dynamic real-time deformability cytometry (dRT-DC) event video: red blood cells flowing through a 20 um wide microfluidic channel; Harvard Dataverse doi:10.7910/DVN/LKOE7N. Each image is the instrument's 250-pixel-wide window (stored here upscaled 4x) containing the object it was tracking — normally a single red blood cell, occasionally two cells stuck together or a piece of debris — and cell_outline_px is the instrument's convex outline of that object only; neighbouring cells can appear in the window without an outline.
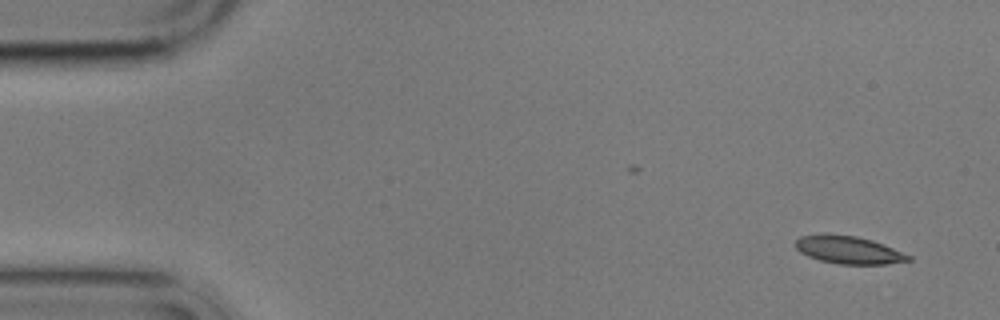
{"species": "common noctule bat (a hibernating species)", "species_latin": "Nyctalus noctula", "temperature_condition": "cold", "stored_images_in_passage": 4, "camera_frame_rate_fps": 3000, "um_per_image_px": 0.085, "animal": {"sex": "male", "body_mass_g": 17.9}, "frame": {"image": 1, "passage_image": 1, "time_ms": 0.0, "image_size_px": [1000, 320], "cell_outline_px": [[912, 260], [888, 264], [840, 264], [820, 260], [808, 256], [800, 252], [796, 248], [796, 240], [800, 236], [824, 232], [856, 236], [872, 240], [912, 256]], "centroid_in_image_um": [72.1, 21.22], "position_along_channel_um": 12.9, "area_um2": 18.38}}
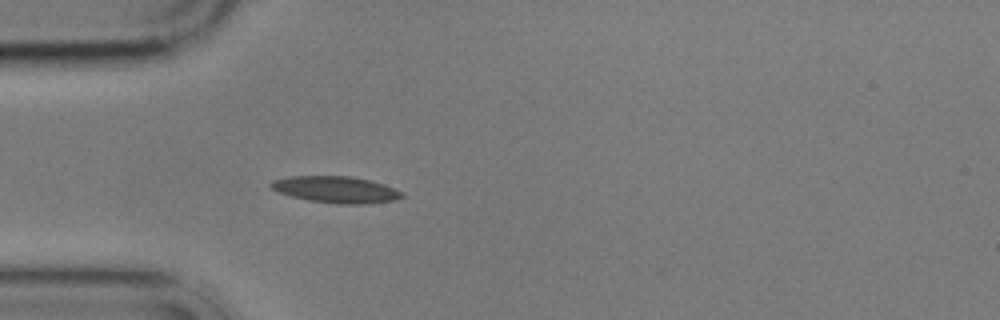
{"frame": {"image": 2, "passage_image": 4, "time_ms": 4.333, "image_size_px": [1000, 320], "cell_outline_px": [[404, 196], [396, 200], [368, 204], [340, 204], [308, 200], [292, 196], [280, 192], [272, 188], [268, 184], [272, 180], [288, 176], [348, 176], [368, 180], [384, 184], [404, 192]], "centroid_in_image_um": [28.58, 16.11], "position_along_channel_um": 56.4, "area_um2": 20.29}}